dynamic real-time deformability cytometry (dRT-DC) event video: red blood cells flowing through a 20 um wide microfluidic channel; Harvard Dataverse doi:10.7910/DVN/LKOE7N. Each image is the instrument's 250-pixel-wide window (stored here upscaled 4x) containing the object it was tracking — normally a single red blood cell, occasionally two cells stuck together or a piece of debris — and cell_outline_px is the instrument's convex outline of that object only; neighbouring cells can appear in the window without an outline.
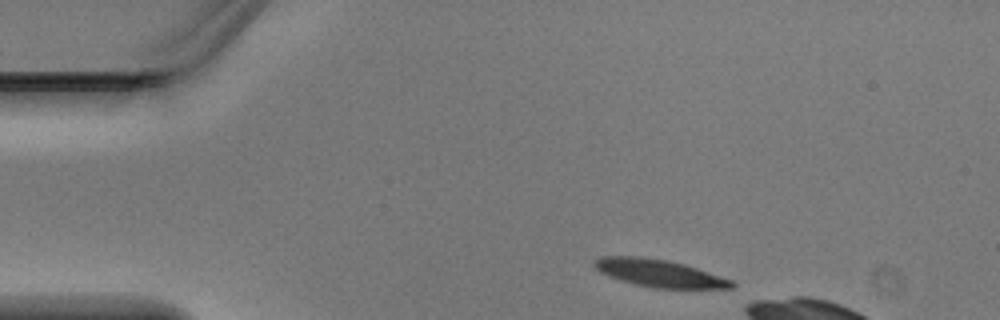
{"species": "Egyptian fruit bat (a non-hibernating species)", "species_latin": "Rousettus aegyptiacus", "temperature_condition": "warm", "stored_images_in_passage": 3, "camera_frame_rate_fps": 3000, "um_per_image_px": 0.085, "animal": {"sex": "male"}, "frame": {"image": 1, "passage_image": 1, "time_ms": 0.0, "image_size_px": [1000, 320], "cell_outline_px": [[736, 284], [732, 288], [656, 288], [636, 284], [620, 280], [600, 272], [592, 264], [600, 256], [644, 256], [668, 260], [684, 264], [732, 280]], "centroid_in_image_um": [56.02, 23.21], "position_along_channel_um": 29.0, "area_um2": 21.79}}